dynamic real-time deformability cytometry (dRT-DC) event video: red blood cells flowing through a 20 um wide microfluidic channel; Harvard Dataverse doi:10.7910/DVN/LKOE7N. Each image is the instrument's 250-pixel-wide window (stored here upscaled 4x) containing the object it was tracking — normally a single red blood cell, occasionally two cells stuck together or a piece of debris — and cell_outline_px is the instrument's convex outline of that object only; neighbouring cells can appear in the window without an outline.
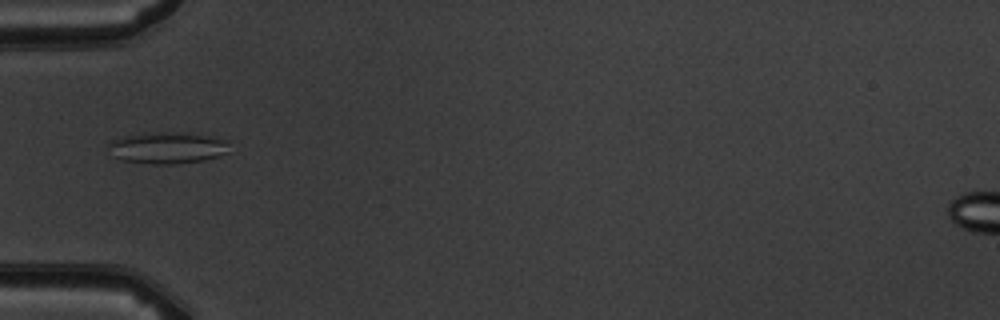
{"species": "common noctule bat (a hibernating species)", "species_latin": "Nyctalus noctula", "temperature_condition": "warm", "stored_images_in_passage": 4, "camera_frame_rate_fps": 3000, "um_per_image_px": 0.085, "animal": {"sex": "male", "body_mass_g": 19.5, "forearm_length_mm": 54.6}, "frame": {"image": 1, "passage_image": 3, "time_ms": 2.333, "image_size_px": [1000, 320], "cell_outline_px": [[228, 152], [220, 156], [204, 160], [172, 164], [152, 164], [124, 160], [112, 156], [108, 144], [112, 140], [124, 136], [160, 132], [212, 136], [228, 140]], "centroid_in_image_um": [14.25, 12.58], "position_along_channel_um": 70.8, "area_um2": 21.91}}
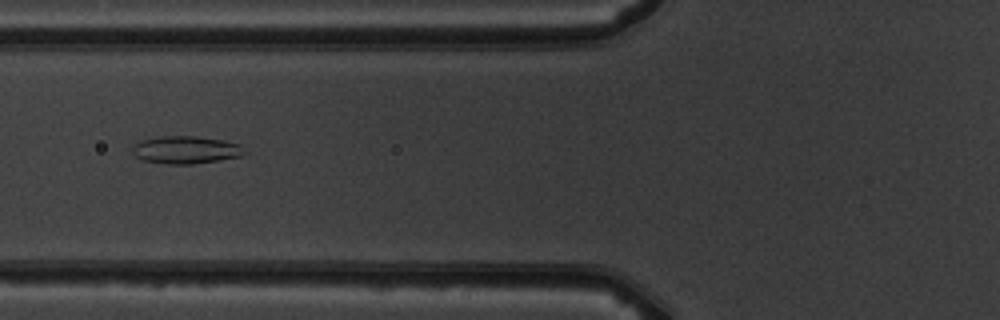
{"frame": {"image": 2, "passage_image": 4, "time_ms": 3.333, "image_size_px": [1000, 320], "cell_outline_px": [[248, 152], [240, 156], [192, 164], [168, 164], [144, 160], [136, 156], [132, 152], [132, 148], [140, 140], [160, 136], [196, 136], [224, 140], [240, 144]], "centroid_in_image_um": [15.81, 12.72], "position_along_channel_um": 110.0, "area_um2": 17.98}}